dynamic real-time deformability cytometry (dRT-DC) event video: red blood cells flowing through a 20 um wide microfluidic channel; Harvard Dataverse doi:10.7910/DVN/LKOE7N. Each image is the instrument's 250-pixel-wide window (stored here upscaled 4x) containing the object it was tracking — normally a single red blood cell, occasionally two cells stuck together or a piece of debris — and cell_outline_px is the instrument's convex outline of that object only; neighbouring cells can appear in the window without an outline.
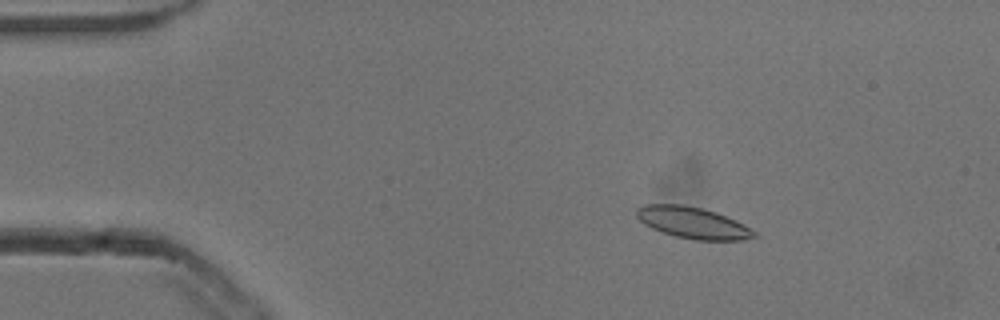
{"species": "common noctule bat (a hibernating species)", "species_latin": "Nyctalus noctula", "temperature_condition": "cold", "stored_images_in_passage": 53, "camera_frame_rate_fps": 3000, "um_per_image_px": 0.085, "animal": {"sex": "male", "body_mass_g": 13.3}, "frame": {"image": 1, "passage_image": 8, "time_ms": 2.333, "image_size_px": [1000, 320], "cell_outline_px": [[756, 236], [744, 240], [696, 240], [676, 236], [660, 232], [644, 224], [636, 216], [636, 208], [644, 204], [684, 204], [716, 212], [736, 220], [756, 232]], "centroid_in_image_um": [58.86, 18.93], "position_along_channel_um": 26.1, "area_um2": 21.56}}
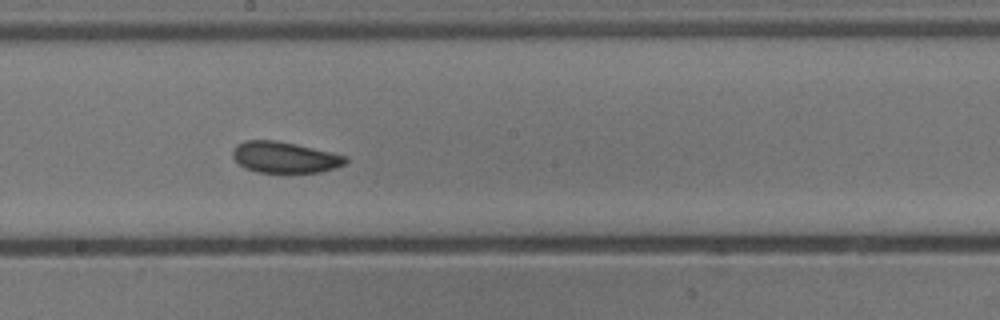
{"frame": {"image": 2, "passage_image": 29, "time_ms": 9.333, "image_size_px": [1000, 320], "cell_outline_px": [[348, 160], [344, 164], [336, 168], [320, 172], [256, 172], [244, 168], [232, 156], [232, 152], [236, 144], [244, 140], [272, 140], [296, 144], [332, 152], [348, 156]], "centroid_in_image_um": [24.2, 13.37], "position_along_channel_um": 224.0, "area_um2": 20.52}}
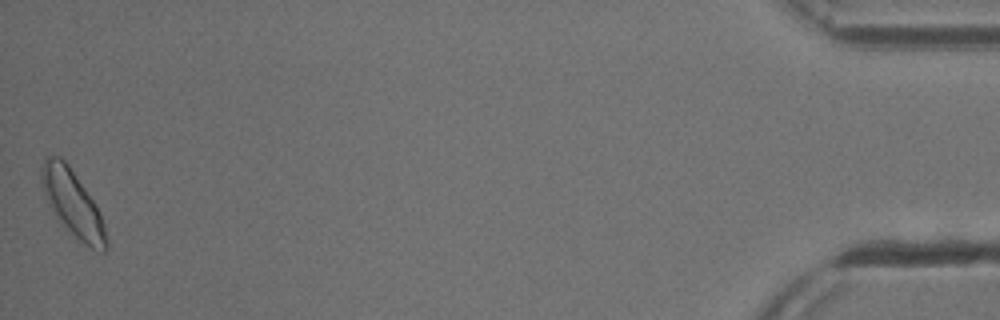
{"frame": {"image": 3, "passage_image": 53, "time_ms": 17.333, "image_size_px": [1000, 320], "cell_outline_px": [[108, 248], [104, 252], [100, 252], [84, 244], [56, 216], [44, 192], [40, 180], [40, 168], [44, 156], [60, 156], [68, 164], [96, 204], [100, 212], [104, 224], [108, 240]], "centroid_in_image_um": [6.19, 17.25], "position_along_channel_um": 429.0, "area_um2": 24.57}, "authors_computed_cell_mechanics": {"area_um2": 20.8658, "velocity_mm_per_s": 3.7966, "shape_relaxation_time_tau1_ms": 4.5703, "shape_relaxation_time_tau2_ms": 4.1468, "deformation_change_tau1": 0.0809, "deformation_change_tau2": 0.096}}